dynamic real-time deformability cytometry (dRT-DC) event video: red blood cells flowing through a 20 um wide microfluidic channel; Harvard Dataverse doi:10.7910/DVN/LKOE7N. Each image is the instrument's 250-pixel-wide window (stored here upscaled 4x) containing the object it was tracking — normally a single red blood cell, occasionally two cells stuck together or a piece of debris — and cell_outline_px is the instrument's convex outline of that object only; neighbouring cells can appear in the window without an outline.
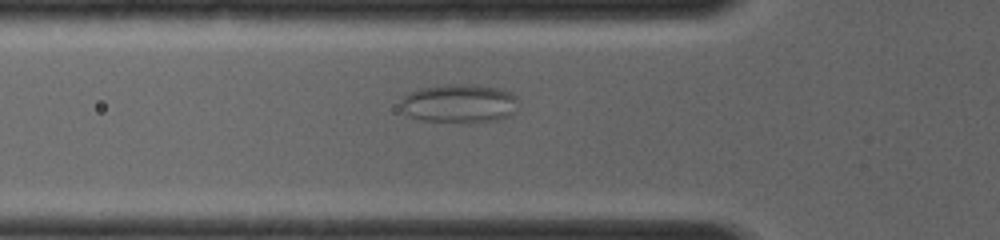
{"species": "common noctule bat (a hibernating species)", "species_latin": "Nyctalus noctula", "temperature_condition": "room temperature", "stored_images_in_passage": 36, "camera_frame_rate_fps": 4000, "um_per_image_px": 0.085, "animal": {"sex": "female", "body_mass_g": 19.0, "forearm_length_mm": 56.7}, "frame": {"image": 1, "passage_image": 17, "time_ms": 4.5, "image_size_px": [1000, 240], "cell_outline_px": [[516, 100], [512, 112], [508, 116], [496, 120], [472, 124], [468, 124], [420, 120], [408, 116], [400, 108], [400, 104], [404, 96], [420, 88], [444, 84], [476, 84], [504, 88], [512, 92], [516, 96]], "centroid_in_image_um": [39.02, 8.8], "position_along_channel_um": 86.8, "area_um2": 27.17}}
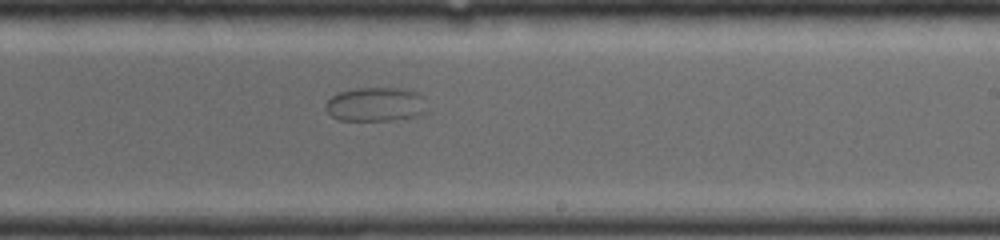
{"frame": {"image": 2, "passage_image": 25, "time_ms": 8.25, "image_size_px": [1000, 240], "cell_outline_px": [[424, 112], [420, 116], [388, 120], [336, 120], [324, 108], [324, 104], [332, 96], [340, 92], [356, 88], [400, 88], [420, 92]], "centroid_in_image_um": [31.88, 8.87], "position_along_channel_um": 257.1, "area_um2": 20.0}}
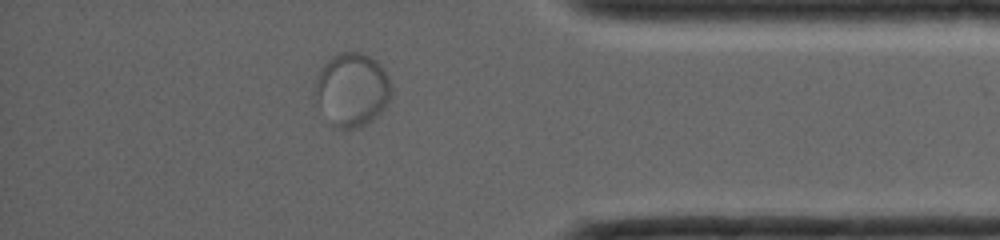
{"frame": {"image": 3, "passage_image": 33, "time_ms": 11.75, "image_size_px": [1000, 240], "cell_outline_px": [[392, 92], [384, 108], [372, 120], [360, 128], [332, 128], [328, 124], [316, 104], [312, 96], [316, 76], [320, 68], [332, 56], [340, 52], [364, 52], [376, 60], [384, 68], [392, 84]], "centroid_in_image_um": [29.87, 7.63], "position_along_channel_um": 405.3, "area_um2": 33.7}}